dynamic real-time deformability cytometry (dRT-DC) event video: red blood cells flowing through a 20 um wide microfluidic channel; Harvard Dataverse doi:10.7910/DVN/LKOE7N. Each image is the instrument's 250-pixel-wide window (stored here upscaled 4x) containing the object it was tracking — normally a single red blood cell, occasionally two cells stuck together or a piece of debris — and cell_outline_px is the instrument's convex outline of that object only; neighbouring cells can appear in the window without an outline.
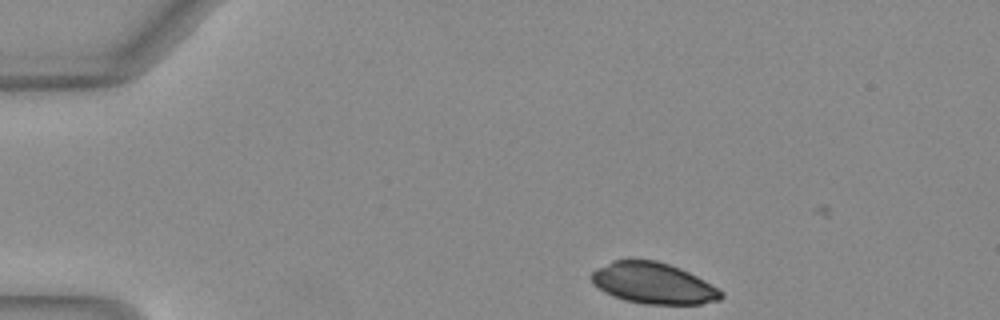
{"species": "Egyptian fruit bat (a non-hibernating species)", "species_latin": "Rousettus aegyptiacus", "temperature_condition": "warm", "stored_images_in_passage": 10, "camera_frame_rate_fps": 3000, "um_per_image_px": 0.085, "animal": {"sex": "female"}, "frame": {"image": 1, "passage_image": 2, "time_ms": 0.333, "image_size_px": [1000, 320], "cell_outline_px": [[724, 296], [720, 300], [700, 304], [644, 304], [624, 300], [612, 296], [604, 292], [592, 284], [588, 276], [596, 268], [612, 260], [656, 260], [680, 268], [696, 276], [724, 292]], "centroid_in_image_um": [55.48, 24.08], "position_along_channel_um": 29.5, "area_um2": 31.21}}